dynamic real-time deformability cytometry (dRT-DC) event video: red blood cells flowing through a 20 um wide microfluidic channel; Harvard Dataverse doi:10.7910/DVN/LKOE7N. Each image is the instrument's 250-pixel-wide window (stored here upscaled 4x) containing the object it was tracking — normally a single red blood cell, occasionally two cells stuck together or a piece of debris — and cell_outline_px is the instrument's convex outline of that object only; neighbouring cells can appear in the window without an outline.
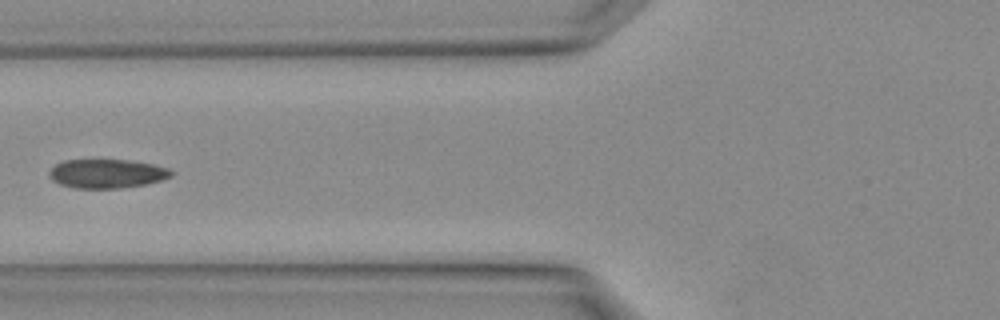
{"species": "Egyptian fruit bat (a non-hibernating species)", "species_latin": "Rousettus aegyptiacus", "temperature_condition": "warm", "stored_images_in_passage": 3, "camera_frame_rate_fps": 3000, "um_per_image_px": 0.085, "animal": {"sex": "female"}, "frame": {"image": 1, "passage_image": 3, "time_ms": 0.667, "image_size_px": [1000, 320], "cell_outline_px": [[176, 172], [172, 176], [160, 180], [144, 184], [116, 188], [76, 188], [60, 184], [52, 180], [48, 176], [48, 172], [56, 164], [64, 160], [128, 160], [152, 164], [168, 168]], "centroid_in_image_um": [9.07, 14.75], "position_along_channel_um": 116.7, "area_um2": 20.46}}